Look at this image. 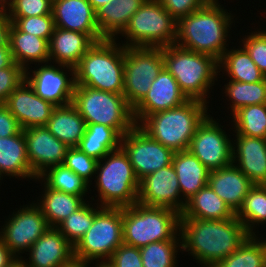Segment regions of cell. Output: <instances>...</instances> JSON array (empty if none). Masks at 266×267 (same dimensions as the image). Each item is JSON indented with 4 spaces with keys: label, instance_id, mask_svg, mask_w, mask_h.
I'll return each mask as SVG.
<instances>
[{
    "label": "cell",
    "instance_id": "obj_1",
    "mask_svg": "<svg viewBox=\"0 0 266 267\" xmlns=\"http://www.w3.org/2000/svg\"><path fill=\"white\" fill-rule=\"evenodd\" d=\"M249 235L236 214L225 220L180 218L181 254L188 252L200 267H214Z\"/></svg>",
    "mask_w": 266,
    "mask_h": 267
},
{
    "label": "cell",
    "instance_id": "obj_2",
    "mask_svg": "<svg viewBox=\"0 0 266 267\" xmlns=\"http://www.w3.org/2000/svg\"><path fill=\"white\" fill-rule=\"evenodd\" d=\"M221 3L219 0H211L188 16L180 18L177 21L175 44L212 56L219 62L229 44L234 43L230 41L233 38L230 33L233 27L236 29L235 24L239 23L233 11L225 9Z\"/></svg>",
    "mask_w": 266,
    "mask_h": 267
},
{
    "label": "cell",
    "instance_id": "obj_3",
    "mask_svg": "<svg viewBox=\"0 0 266 267\" xmlns=\"http://www.w3.org/2000/svg\"><path fill=\"white\" fill-rule=\"evenodd\" d=\"M162 57L164 68L172 74L188 100L210 104L214 96L211 94H214L213 86L220 83L217 79L219 71L216 59L177 44L162 47Z\"/></svg>",
    "mask_w": 266,
    "mask_h": 267
},
{
    "label": "cell",
    "instance_id": "obj_4",
    "mask_svg": "<svg viewBox=\"0 0 266 267\" xmlns=\"http://www.w3.org/2000/svg\"><path fill=\"white\" fill-rule=\"evenodd\" d=\"M209 107L202 101L188 100L179 107L147 116L138 126L174 152L188 150L198 126L214 109Z\"/></svg>",
    "mask_w": 266,
    "mask_h": 267
},
{
    "label": "cell",
    "instance_id": "obj_5",
    "mask_svg": "<svg viewBox=\"0 0 266 267\" xmlns=\"http://www.w3.org/2000/svg\"><path fill=\"white\" fill-rule=\"evenodd\" d=\"M75 85L123 94L124 46L116 39H104L82 56L74 68Z\"/></svg>",
    "mask_w": 266,
    "mask_h": 267
},
{
    "label": "cell",
    "instance_id": "obj_6",
    "mask_svg": "<svg viewBox=\"0 0 266 267\" xmlns=\"http://www.w3.org/2000/svg\"><path fill=\"white\" fill-rule=\"evenodd\" d=\"M94 182L97 199H90L99 206L126 207L138 201L139 180L121 147L98 160Z\"/></svg>",
    "mask_w": 266,
    "mask_h": 267
},
{
    "label": "cell",
    "instance_id": "obj_7",
    "mask_svg": "<svg viewBox=\"0 0 266 267\" xmlns=\"http://www.w3.org/2000/svg\"><path fill=\"white\" fill-rule=\"evenodd\" d=\"M181 214L167 207L135 203L122 207L123 243L141 248L152 242L181 239Z\"/></svg>",
    "mask_w": 266,
    "mask_h": 267
},
{
    "label": "cell",
    "instance_id": "obj_8",
    "mask_svg": "<svg viewBox=\"0 0 266 267\" xmlns=\"http://www.w3.org/2000/svg\"><path fill=\"white\" fill-rule=\"evenodd\" d=\"M71 104L86 124H103L114 128L122 137L136 125L133 109L123 94L75 85Z\"/></svg>",
    "mask_w": 266,
    "mask_h": 267
},
{
    "label": "cell",
    "instance_id": "obj_9",
    "mask_svg": "<svg viewBox=\"0 0 266 267\" xmlns=\"http://www.w3.org/2000/svg\"><path fill=\"white\" fill-rule=\"evenodd\" d=\"M123 244L122 207H102L92 226L74 246L78 267L107 262L114 250Z\"/></svg>",
    "mask_w": 266,
    "mask_h": 267
},
{
    "label": "cell",
    "instance_id": "obj_10",
    "mask_svg": "<svg viewBox=\"0 0 266 267\" xmlns=\"http://www.w3.org/2000/svg\"><path fill=\"white\" fill-rule=\"evenodd\" d=\"M176 37L177 21L157 0H146L116 40L124 47H165Z\"/></svg>",
    "mask_w": 266,
    "mask_h": 267
},
{
    "label": "cell",
    "instance_id": "obj_11",
    "mask_svg": "<svg viewBox=\"0 0 266 267\" xmlns=\"http://www.w3.org/2000/svg\"><path fill=\"white\" fill-rule=\"evenodd\" d=\"M164 68L162 47H124L123 95L134 109Z\"/></svg>",
    "mask_w": 266,
    "mask_h": 267
},
{
    "label": "cell",
    "instance_id": "obj_12",
    "mask_svg": "<svg viewBox=\"0 0 266 267\" xmlns=\"http://www.w3.org/2000/svg\"><path fill=\"white\" fill-rule=\"evenodd\" d=\"M27 204L13 209V212L4 217V223L0 221L3 224H0V237L16 258H22L35 241L50 228L33 197Z\"/></svg>",
    "mask_w": 266,
    "mask_h": 267
},
{
    "label": "cell",
    "instance_id": "obj_13",
    "mask_svg": "<svg viewBox=\"0 0 266 267\" xmlns=\"http://www.w3.org/2000/svg\"><path fill=\"white\" fill-rule=\"evenodd\" d=\"M213 112L198 126L188 148L210 171L232 164L233 148V138L227 130L231 123L221 125L220 119L212 116Z\"/></svg>",
    "mask_w": 266,
    "mask_h": 267
},
{
    "label": "cell",
    "instance_id": "obj_14",
    "mask_svg": "<svg viewBox=\"0 0 266 267\" xmlns=\"http://www.w3.org/2000/svg\"><path fill=\"white\" fill-rule=\"evenodd\" d=\"M120 147L127 154L140 181L153 172L172 164L174 151L152 139L138 125L121 138Z\"/></svg>",
    "mask_w": 266,
    "mask_h": 267
},
{
    "label": "cell",
    "instance_id": "obj_15",
    "mask_svg": "<svg viewBox=\"0 0 266 267\" xmlns=\"http://www.w3.org/2000/svg\"><path fill=\"white\" fill-rule=\"evenodd\" d=\"M25 79L41 98L56 106L71 103L75 87L74 69L58 64H37L25 70Z\"/></svg>",
    "mask_w": 266,
    "mask_h": 267
},
{
    "label": "cell",
    "instance_id": "obj_16",
    "mask_svg": "<svg viewBox=\"0 0 266 267\" xmlns=\"http://www.w3.org/2000/svg\"><path fill=\"white\" fill-rule=\"evenodd\" d=\"M138 203L167 207L178 213L185 209L177 174L172 164L147 175L139 181Z\"/></svg>",
    "mask_w": 266,
    "mask_h": 267
},
{
    "label": "cell",
    "instance_id": "obj_17",
    "mask_svg": "<svg viewBox=\"0 0 266 267\" xmlns=\"http://www.w3.org/2000/svg\"><path fill=\"white\" fill-rule=\"evenodd\" d=\"M26 255L22 259L27 267H78L74 246L56 227H50L39 237Z\"/></svg>",
    "mask_w": 266,
    "mask_h": 267
},
{
    "label": "cell",
    "instance_id": "obj_18",
    "mask_svg": "<svg viewBox=\"0 0 266 267\" xmlns=\"http://www.w3.org/2000/svg\"><path fill=\"white\" fill-rule=\"evenodd\" d=\"M26 141V153L33 173L38 177L47 168L63 164L67 149L46 126L22 129Z\"/></svg>",
    "mask_w": 266,
    "mask_h": 267
},
{
    "label": "cell",
    "instance_id": "obj_19",
    "mask_svg": "<svg viewBox=\"0 0 266 267\" xmlns=\"http://www.w3.org/2000/svg\"><path fill=\"white\" fill-rule=\"evenodd\" d=\"M4 105L22 129L46 126L57 107L38 96L26 79L9 95Z\"/></svg>",
    "mask_w": 266,
    "mask_h": 267
},
{
    "label": "cell",
    "instance_id": "obj_20",
    "mask_svg": "<svg viewBox=\"0 0 266 267\" xmlns=\"http://www.w3.org/2000/svg\"><path fill=\"white\" fill-rule=\"evenodd\" d=\"M188 101L181 92L175 78L165 68L161 70L151 83L148 94L133 109L136 125H139L147 116L176 108Z\"/></svg>",
    "mask_w": 266,
    "mask_h": 267
},
{
    "label": "cell",
    "instance_id": "obj_21",
    "mask_svg": "<svg viewBox=\"0 0 266 267\" xmlns=\"http://www.w3.org/2000/svg\"><path fill=\"white\" fill-rule=\"evenodd\" d=\"M52 14L57 28L88 34L95 42L105 39L88 0H53Z\"/></svg>",
    "mask_w": 266,
    "mask_h": 267
},
{
    "label": "cell",
    "instance_id": "obj_22",
    "mask_svg": "<svg viewBox=\"0 0 266 267\" xmlns=\"http://www.w3.org/2000/svg\"><path fill=\"white\" fill-rule=\"evenodd\" d=\"M232 163L254 185H266V139L232 134Z\"/></svg>",
    "mask_w": 266,
    "mask_h": 267
},
{
    "label": "cell",
    "instance_id": "obj_23",
    "mask_svg": "<svg viewBox=\"0 0 266 267\" xmlns=\"http://www.w3.org/2000/svg\"><path fill=\"white\" fill-rule=\"evenodd\" d=\"M0 27L8 39L13 61L24 70L33 67V64L49 63L47 39L24 33L11 22H0Z\"/></svg>",
    "mask_w": 266,
    "mask_h": 267
},
{
    "label": "cell",
    "instance_id": "obj_24",
    "mask_svg": "<svg viewBox=\"0 0 266 267\" xmlns=\"http://www.w3.org/2000/svg\"><path fill=\"white\" fill-rule=\"evenodd\" d=\"M94 43L88 34L55 27L48 42L49 63L74 69Z\"/></svg>",
    "mask_w": 266,
    "mask_h": 267
},
{
    "label": "cell",
    "instance_id": "obj_25",
    "mask_svg": "<svg viewBox=\"0 0 266 267\" xmlns=\"http://www.w3.org/2000/svg\"><path fill=\"white\" fill-rule=\"evenodd\" d=\"M208 185L235 214L242 207L249 190L254 186L233 163L210 171Z\"/></svg>",
    "mask_w": 266,
    "mask_h": 267
},
{
    "label": "cell",
    "instance_id": "obj_26",
    "mask_svg": "<svg viewBox=\"0 0 266 267\" xmlns=\"http://www.w3.org/2000/svg\"><path fill=\"white\" fill-rule=\"evenodd\" d=\"M0 176L23 179L29 182L38 177L33 173L26 153V141L23 130L11 137H0Z\"/></svg>",
    "mask_w": 266,
    "mask_h": 267
},
{
    "label": "cell",
    "instance_id": "obj_27",
    "mask_svg": "<svg viewBox=\"0 0 266 267\" xmlns=\"http://www.w3.org/2000/svg\"><path fill=\"white\" fill-rule=\"evenodd\" d=\"M172 166L177 174L182 199L185 202L208 185L210 170L189 150L175 152Z\"/></svg>",
    "mask_w": 266,
    "mask_h": 267
},
{
    "label": "cell",
    "instance_id": "obj_28",
    "mask_svg": "<svg viewBox=\"0 0 266 267\" xmlns=\"http://www.w3.org/2000/svg\"><path fill=\"white\" fill-rule=\"evenodd\" d=\"M146 0H112L96 10V22L105 39H116Z\"/></svg>",
    "mask_w": 266,
    "mask_h": 267
},
{
    "label": "cell",
    "instance_id": "obj_29",
    "mask_svg": "<svg viewBox=\"0 0 266 267\" xmlns=\"http://www.w3.org/2000/svg\"><path fill=\"white\" fill-rule=\"evenodd\" d=\"M41 184L40 196L34 198L50 227H57L64 219L78 210L87 200L82 196H75L48 188L39 178L35 183Z\"/></svg>",
    "mask_w": 266,
    "mask_h": 267
},
{
    "label": "cell",
    "instance_id": "obj_30",
    "mask_svg": "<svg viewBox=\"0 0 266 267\" xmlns=\"http://www.w3.org/2000/svg\"><path fill=\"white\" fill-rule=\"evenodd\" d=\"M238 44L239 46H237ZM238 44L230 46L232 49L228 48L224 52L218 62L217 79L225 77L223 81L229 79L245 83L262 81L266 76L256 66L246 49L240 43Z\"/></svg>",
    "mask_w": 266,
    "mask_h": 267
},
{
    "label": "cell",
    "instance_id": "obj_31",
    "mask_svg": "<svg viewBox=\"0 0 266 267\" xmlns=\"http://www.w3.org/2000/svg\"><path fill=\"white\" fill-rule=\"evenodd\" d=\"M46 128L68 147H77L84 136L86 122L70 103L57 106L50 116Z\"/></svg>",
    "mask_w": 266,
    "mask_h": 267
},
{
    "label": "cell",
    "instance_id": "obj_32",
    "mask_svg": "<svg viewBox=\"0 0 266 267\" xmlns=\"http://www.w3.org/2000/svg\"><path fill=\"white\" fill-rule=\"evenodd\" d=\"M234 215L231 208L207 185L186 202L180 218L225 220Z\"/></svg>",
    "mask_w": 266,
    "mask_h": 267
},
{
    "label": "cell",
    "instance_id": "obj_33",
    "mask_svg": "<svg viewBox=\"0 0 266 267\" xmlns=\"http://www.w3.org/2000/svg\"><path fill=\"white\" fill-rule=\"evenodd\" d=\"M223 88H220L223 102L224 98H226L225 102L227 105L228 114L231 115L237 111L241 107H246L249 105L255 104H264L266 103V77L259 82L254 83H245V82H237L234 80H225ZM224 97V98H223ZM230 109V110H229Z\"/></svg>",
    "mask_w": 266,
    "mask_h": 267
},
{
    "label": "cell",
    "instance_id": "obj_34",
    "mask_svg": "<svg viewBox=\"0 0 266 267\" xmlns=\"http://www.w3.org/2000/svg\"><path fill=\"white\" fill-rule=\"evenodd\" d=\"M122 136L103 124H86L83 138L77 146L82 152L101 160L109 152L120 148Z\"/></svg>",
    "mask_w": 266,
    "mask_h": 267
},
{
    "label": "cell",
    "instance_id": "obj_35",
    "mask_svg": "<svg viewBox=\"0 0 266 267\" xmlns=\"http://www.w3.org/2000/svg\"><path fill=\"white\" fill-rule=\"evenodd\" d=\"M38 178L50 189L72 194L75 196H82L86 200H90L91 185L67 168L64 164H59L47 168L41 173ZM89 193L91 195H89ZM89 196H88V195ZM88 196V197H87Z\"/></svg>",
    "mask_w": 266,
    "mask_h": 267
},
{
    "label": "cell",
    "instance_id": "obj_36",
    "mask_svg": "<svg viewBox=\"0 0 266 267\" xmlns=\"http://www.w3.org/2000/svg\"><path fill=\"white\" fill-rule=\"evenodd\" d=\"M231 116L225 115L231 121L230 134L266 139V103L241 107Z\"/></svg>",
    "mask_w": 266,
    "mask_h": 267
},
{
    "label": "cell",
    "instance_id": "obj_37",
    "mask_svg": "<svg viewBox=\"0 0 266 267\" xmlns=\"http://www.w3.org/2000/svg\"><path fill=\"white\" fill-rule=\"evenodd\" d=\"M236 217L250 235H260L259 226L266 224V185H254L249 190Z\"/></svg>",
    "mask_w": 266,
    "mask_h": 267
},
{
    "label": "cell",
    "instance_id": "obj_38",
    "mask_svg": "<svg viewBox=\"0 0 266 267\" xmlns=\"http://www.w3.org/2000/svg\"><path fill=\"white\" fill-rule=\"evenodd\" d=\"M214 267H266L264 235H249L235 252Z\"/></svg>",
    "mask_w": 266,
    "mask_h": 267
},
{
    "label": "cell",
    "instance_id": "obj_39",
    "mask_svg": "<svg viewBox=\"0 0 266 267\" xmlns=\"http://www.w3.org/2000/svg\"><path fill=\"white\" fill-rule=\"evenodd\" d=\"M140 249L143 267H178L181 239L152 242ZM179 253V254H178Z\"/></svg>",
    "mask_w": 266,
    "mask_h": 267
},
{
    "label": "cell",
    "instance_id": "obj_40",
    "mask_svg": "<svg viewBox=\"0 0 266 267\" xmlns=\"http://www.w3.org/2000/svg\"><path fill=\"white\" fill-rule=\"evenodd\" d=\"M92 202V203H90ZM102 208L87 200L78 210L64 219L56 228L75 246L92 226L95 214Z\"/></svg>",
    "mask_w": 266,
    "mask_h": 267
},
{
    "label": "cell",
    "instance_id": "obj_41",
    "mask_svg": "<svg viewBox=\"0 0 266 267\" xmlns=\"http://www.w3.org/2000/svg\"><path fill=\"white\" fill-rule=\"evenodd\" d=\"M0 22H11L20 31L48 41L55 29L53 14L32 17H0Z\"/></svg>",
    "mask_w": 266,
    "mask_h": 267
},
{
    "label": "cell",
    "instance_id": "obj_42",
    "mask_svg": "<svg viewBox=\"0 0 266 267\" xmlns=\"http://www.w3.org/2000/svg\"><path fill=\"white\" fill-rule=\"evenodd\" d=\"M252 24L254 25V31H252V27L250 28L251 30L247 29V31L249 30L251 32H247L245 35L243 34V38H237V42L239 40V43L249 53L256 66L266 76V28L263 26V29L262 26L257 23L259 26L258 29V26L255 28V24Z\"/></svg>",
    "mask_w": 266,
    "mask_h": 267
},
{
    "label": "cell",
    "instance_id": "obj_43",
    "mask_svg": "<svg viewBox=\"0 0 266 267\" xmlns=\"http://www.w3.org/2000/svg\"><path fill=\"white\" fill-rule=\"evenodd\" d=\"M53 0H11L0 17H32L52 14Z\"/></svg>",
    "mask_w": 266,
    "mask_h": 267
},
{
    "label": "cell",
    "instance_id": "obj_44",
    "mask_svg": "<svg viewBox=\"0 0 266 267\" xmlns=\"http://www.w3.org/2000/svg\"><path fill=\"white\" fill-rule=\"evenodd\" d=\"M63 164L92 185L98 164L97 159L88 156L78 147H69Z\"/></svg>",
    "mask_w": 266,
    "mask_h": 267
},
{
    "label": "cell",
    "instance_id": "obj_45",
    "mask_svg": "<svg viewBox=\"0 0 266 267\" xmlns=\"http://www.w3.org/2000/svg\"><path fill=\"white\" fill-rule=\"evenodd\" d=\"M25 80V70L15 62L0 69V104Z\"/></svg>",
    "mask_w": 266,
    "mask_h": 267
},
{
    "label": "cell",
    "instance_id": "obj_46",
    "mask_svg": "<svg viewBox=\"0 0 266 267\" xmlns=\"http://www.w3.org/2000/svg\"><path fill=\"white\" fill-rule=\"evenodd\" d=\"M107 263L112 267H143L140 249L124 243L114 250Z\"/></svg>",
    "mask_w": 266,
    "mask_h": 267
},
{
    "label": "cell",
    "instance_id": "obj_47",
    "mask_svg": "<svg viewBox=\"0 0 266 267\" xmlns=\"http://www.w3.org/2000/svg\"><path fill=\"white\" fill-rule=\"evenodd\" d=\"M168 13L178 21L188 16L197 9L209 3L211 0H157Z\"/></svg>",
    "mask_w": 266,
    "mask_h": 267
},
{
    "label": "cell",
    "instance_id": "obj_48",
    "mask_svg": "<svg viewBox=\"0 0 266 267\" xmlns=\"http://www.w3.org/2000/svg\"><path fill=\"white\" fill-rule=\"evenodd\" d=\"M21 131L22 128L17 119L4 104H0V137H11Z\"/></svg>",
    "mask_w": 266,
    "mask_h": 267
},
{
    "label": "cell",
    "instance_id": "obj_49",
    "mask_svg": "<svg viewBox=\"0 0 266 267\" xmlns=\"http://www.w3.org/2000/svg\"><path fill=\"white\" fill-rule=\"evenodd\" d=\"M8 39L3 33L0 34V69L9 67L13 63Z\"/></svg>",
    "mask_w": 266,
    "mask_h": 267
},
{
    "label": "cell",
    "instance_id": "obj_50",
    "mask_svg": "<svg viewBox=\"0 0 266 267\" xmlns=\"http://www.w3.org/2000/svg\"><path fill=\"white\" fill-rule=\"evenodd\" d=\"M15 259L16 257L11 253L0 237V267H7Z\"/></svg>",
    "mask_w": 266,
    "mask_h": 267
},
{
    "label": "cell",
    "instance_id": "obj_51",
    "mask_svg": "<svg viewBox=\"0 0 266 267\" xmlns=\"http://www.w3.org/2000/svg\"><path fill=\"white\" fill-rule=\"evenodd\" d=\"M111 1L112 0H88V2L91 4V6L95 11L99 9L101 6H104Z\"/></svg>",
    "mask_w": 266,
    "mask_h": 267
},
{
    "label": "cell",
    "instance_id": "obj_52",
    "mask_svg": "<svg viewBox=\"0 0 266 267\" xmlns=\"http://www.w3.org/2000/svg\"><path fill=\"white\" fill-rule=\"evenodd\" d=\"M7 267H27L22 258H16Z\"/></svg>",
    "mask_w": 266,
    "mask_h": 267
},
{
    "label": "cell",
    "instance_id": "obj_53",
    "mask_svg": "<svg viewBox=\"0 0 266 267\" xmlns=\"http://www.w3.org/2000/svg\"><path fill=\"white\" fill-rule=\"evenodd\" d=\"M89 267H112L110 266L107 262H98V263H94Z\"/></svg>",
    "mask_w": 266,
    "mask_h": 267
},
{
    "label": "cell",
    "instance_id": "obj_54",
    "mask_svg": "<svg viewBox=\"0 0 266 267\" xmlns=\"http://www.w3.org/2000/svg\"><path fill=\"white\" fill-rule=\"evenodd\" d=\"M11 0H0V12L5 8V6L10 2Z\"/></svg>",
    "mask_w": 266,
    "mask_h": 267
},
{
    "label": "cell",
    "instance_id": "obj_55",
    "mask_svg": "<svg viewBox=\"0 0 266 267\" xmlns=\"http://www.w3.org/2000/svg\"><path fill=\"white\" fill-rule=\"evenodd\" d=\"M3 178L0 176V186L2 185Z\"/></svg>",
    "mask_w": 266,
    "mask_h": 267
}]
</instances>
